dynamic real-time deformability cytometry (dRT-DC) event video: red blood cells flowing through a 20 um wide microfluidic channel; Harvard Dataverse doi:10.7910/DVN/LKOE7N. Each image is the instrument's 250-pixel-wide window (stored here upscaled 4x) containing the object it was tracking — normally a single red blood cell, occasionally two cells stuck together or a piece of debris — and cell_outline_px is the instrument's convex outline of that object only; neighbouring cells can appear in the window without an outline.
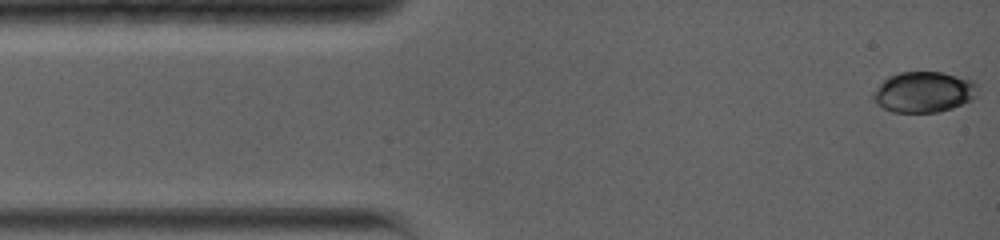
{"species": "common noctule bat (a hibernating species)", "species_latin": "Nyctalus noctula", "temperature_condition": "warm", "stored_images_in_passage": 51, "camera_frame_rate_fps": 5000, "um_per_image_px": 0.085, "animal": {"sex": "female", "body_mass_g": 19.0, "forearm_length_mm": 56.7}, "frame": {"image": 1, "passage_image": 1, "time_ms": 0.0, "image_size_px": [1000, 240], "cell_outline_px": [[976, 96], [972, 100], [952, 108], [936, 112], [892, 112], [876, 104], [872, 96], [876, 88], [888, 76], [900, 72], [940, 72], [972, 80], [976, 84]], "centroid_in_image_um": [78.5, 7.82], "position_along_channel_um": 6.5, "area_um2": 24.62}}
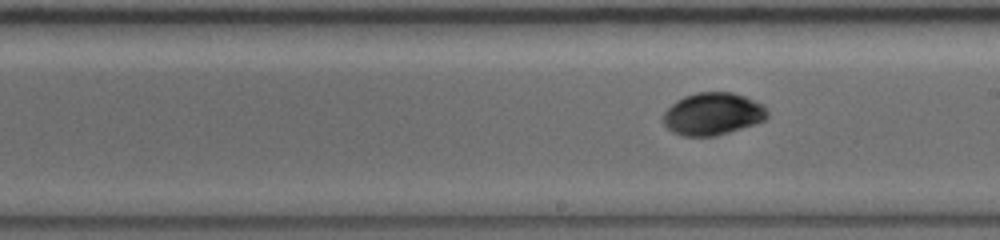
{"frame": {"image": 2, "passage_image": 30, "time_ms": 7.8, "image_size_px": [1000, 240], "cell_outline_px": [[768, 116], [764, 120], [716, 136], [684, 136], [672, 132], [664, 124], [664, 112], [676, 100], [684, 96], [696, 92], [732, 92], [744, 96], [760, 104], [768, 112]], "centroid_in_image_um": [60.54, 9.68], "position_along_channel_um": 228.5, "area_um2": 25.37}}
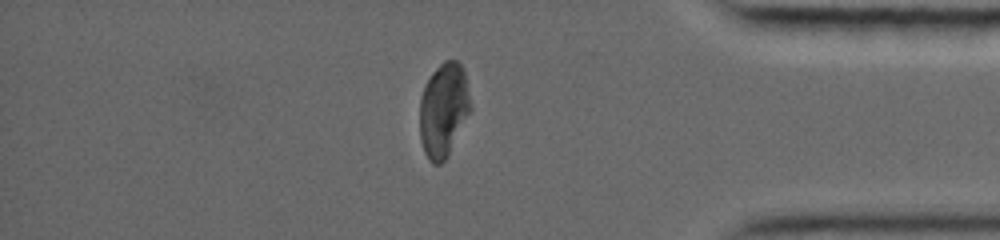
{"frame": {"image": 3, "passage_image": 51, "time_ms": 12.8, "image_size_px": [1000, 240], "cell_outline_px": [[472, 108], [444, 160], [440, 164], [432, 164], [428, 160], [424, 152], [420, 140], [420, 96], [424, 84], [432, 72], [444, 60], [456, 60], [464, 68], [472, 104]], "centroid_in_image_um": [37.69, 9.3], "position_along_channel_um": 397.5, "area_um2": 27.98}, "authors_computed_cell_mechanics": {"area_um2": 25.3742, "velocity_mm_per_s": 3.8309, "shape_relaxation_time_tau1_ms": 4.2824, "shape_relaxation_time_tau2_ms": 2.1025, "deformation_change_tau1": 0.1094, "deformation_change_tau2": 0.0163}}